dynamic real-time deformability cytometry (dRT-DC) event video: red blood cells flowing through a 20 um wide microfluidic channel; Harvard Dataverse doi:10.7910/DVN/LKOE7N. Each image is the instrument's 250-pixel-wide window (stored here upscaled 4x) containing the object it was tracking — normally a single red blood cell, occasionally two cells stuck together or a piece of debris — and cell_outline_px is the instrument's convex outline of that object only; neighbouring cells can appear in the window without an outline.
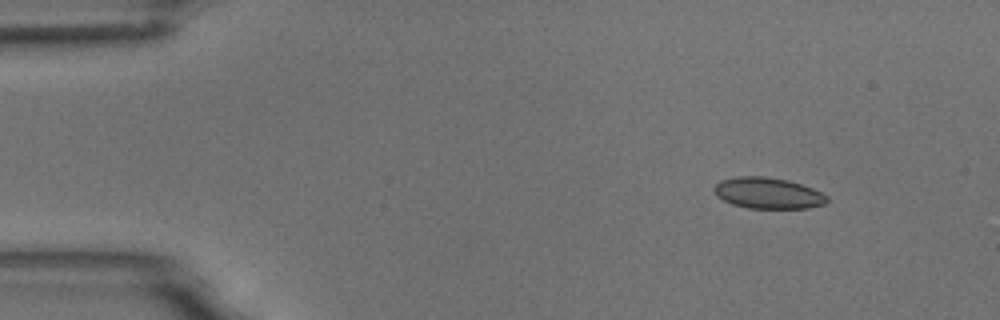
{"species": "common noctule bat (a hibernating species)", "species_latin": "Nyctalus noctula", "temperature_condition": "room temperature", "stored_images_in_passage": 3, "camera_frame_rate_fps": 3000, "um_per_image_px": 0.085, "animal": {"sex": "male", "body_mass_g": 18.8}, "frame": {"image": 1, "passage_image": 3, "time_ms": 3.333, "image_size_px": [1000, 320], "cell_outline_px": [[828, 200], [824, 204], [808, 208], [748, 208], [732, 204], [716, 196], [712, 188], [720, 180], [736, 176], [764, 176], [788, 180], [812, 188], [828, 196]], "centroid_in_image_um": [65.24, 16.41], "position_along_channel_um": 19.8, "area_um2": 20.52}}